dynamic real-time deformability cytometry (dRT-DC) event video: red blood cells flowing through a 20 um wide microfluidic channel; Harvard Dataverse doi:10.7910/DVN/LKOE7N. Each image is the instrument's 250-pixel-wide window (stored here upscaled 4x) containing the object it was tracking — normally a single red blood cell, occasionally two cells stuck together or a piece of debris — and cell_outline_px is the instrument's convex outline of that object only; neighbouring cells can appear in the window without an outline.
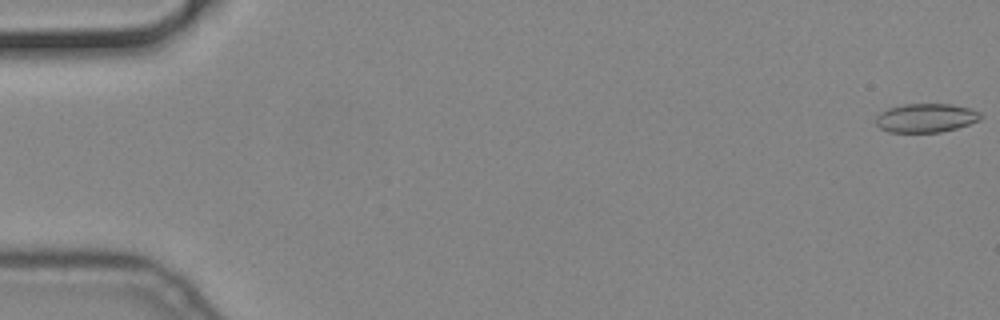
{"species": "common noctule bat (a hibernating species)", "species_latin": "Nyctalus noctula", "temperature_condition": "cold", "stored_images_in_passage": 57, "camera_frame_rate_fps": 3000, "um_per_image_px": 0.085, "animal": {"sex": "male", "body_mass_g": 19.2, "forearm_length_mm": 51.8}, "frame": {"image": 1, "passage_image": 1, "time_ms": 0.0, "image_size_px": [1000, 320], "cell_outline_px": [[984, 116], [980, 120], [956, 128], [940, 132], [888, 132], [880, 128], [876, 124], [876, 116], [880, 112], [888, 108], [904, 104], [952, 104], [968, 108], [980, 112]], "centroid_in_image_um": [78.7, 10.02], "position_along_channel_um": 6.3, "area_um2": 17.63}}
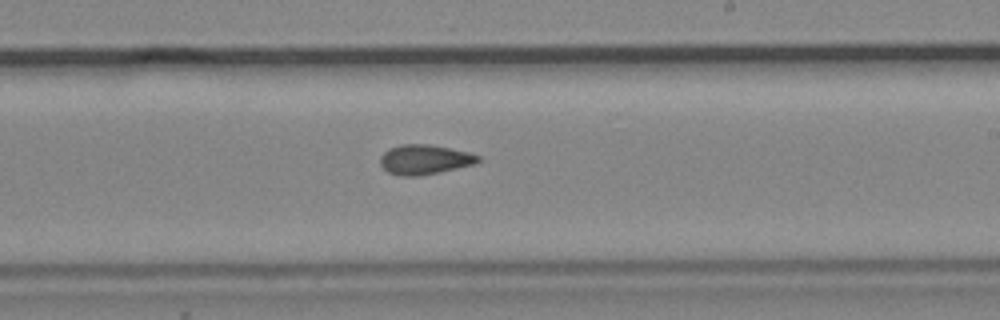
{"frame": {"image": 2, "passage_image": 34, "time_ms": 11.0, "image_size_px": [1000, 320], "cell_outline_px": [[484, 160], [476, 164], [440, 172], [420, 176], [400, 176], [388, 172], [380, 164], [380, 156], [388, 148], [400, 144], [428, 144], [468, 152], [480, 156]], "centroid_in_image_um": [36.11, 13.56], "position_along_channel_um": 252.9, "area_um2": 17.17}}
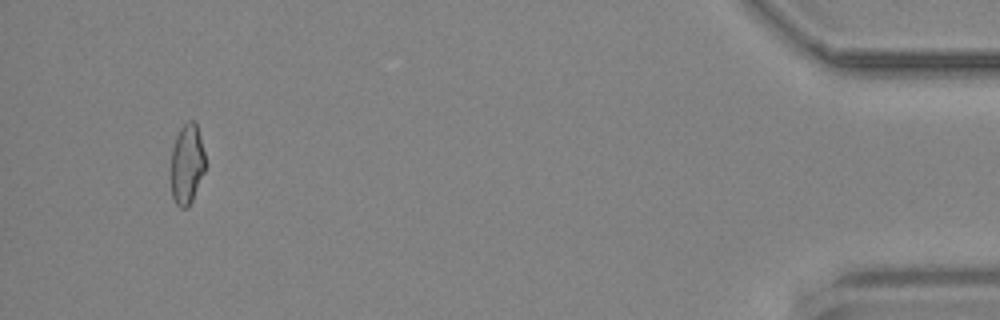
{"frame": {"image": 3, "passage_image": 54, "time_ms": 17.667, "image_size_px": [1000, 320], "cell_outline_px": [[204, 172], [192, 200], [188, 208], [180, 208], [176, 204], [172, 196], [172, 148], [176, 136], [180, 128], [188, 120], [196, 120], [204, 152]], "centroid_in_image_um": [15.89, 13.93], "position_along_channel_um": 419.3, "area_um2": 15.9}}